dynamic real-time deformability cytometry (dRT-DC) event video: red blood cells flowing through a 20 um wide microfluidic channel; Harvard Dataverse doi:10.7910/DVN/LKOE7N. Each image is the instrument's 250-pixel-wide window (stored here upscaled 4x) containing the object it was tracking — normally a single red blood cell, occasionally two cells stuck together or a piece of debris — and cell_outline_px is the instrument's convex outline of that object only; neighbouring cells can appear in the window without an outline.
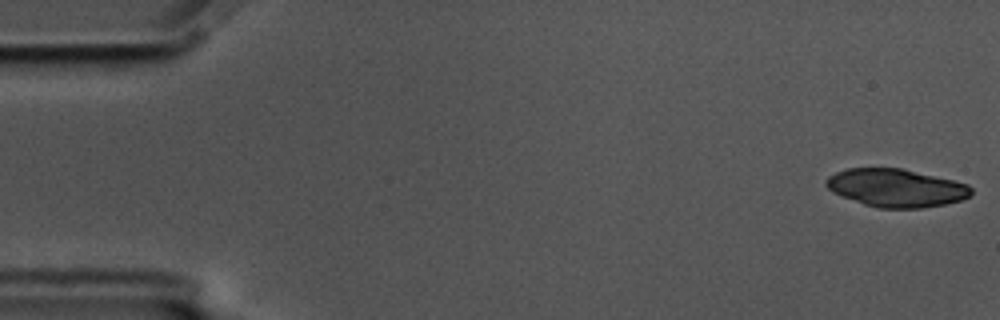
{"species": "common noctule bat (a hibernating species)", "species_latin": "Nyctalus noctula", "temperature_condition": "cold", "stored_images_in_passage": 53, "camera_frame_rate_fps": 3000, "um_per_image_px": 0.085, "animal": {"sex": "male", "body_mass_g": 17.5, "forearm_length_mm": 52.3}, "frame": {"image": 1, "passage_image": 1, "time_ms": 0.0, "image_size_px": [1000, 320], "cell_outline_px": [[972, 196], [960, 200], [944, 204], [920, 208], [876, 208], [840, 196], [832, 192], [824, 184], [824, 180], [828, 176], [836, 172], [848, 168], [900, 168], [952, 180], [968, 184], [972, 188]], "centroid_in_image_um": [76.13, 15.98], "position_along_channel_um": 8.9, "area_um2": 32.14}}
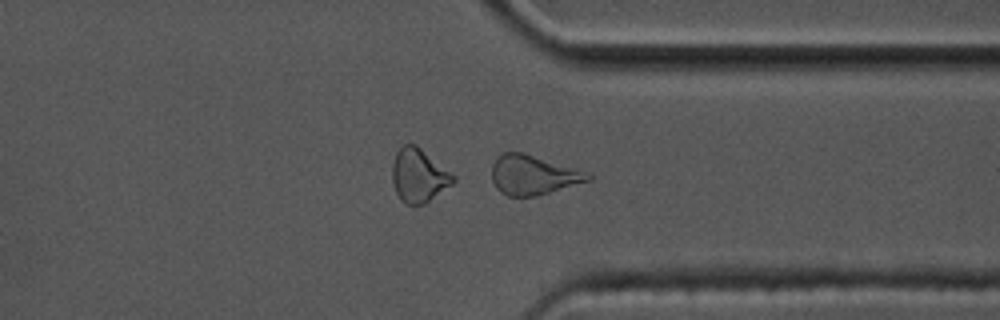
{"frame": {"image": 2, "passage_image": 44, "time_ms": 14.333, "image_size_px": [1000, 320], "cell_outline_px": [[592, 180], [536, 196], [508, 196], [500, 192], [496, 188], [492, 180], [492, 164], [496, 156], [504, 152], [524, 152], [592, 172]], "centroid_in_image_um": [45.36, 14.85], "position_along_channel_um": 366.0, "area_um2": 22.66}, "authors_computed_cell_mechanics": {"area_um2": 22.6576, "velocity_mm_per_s": 3.4534, "shape_relaxation_time_tau1_ms": 6.5676, "shape_relaxation_time_tau2_ms": 2.969, "deformation_change_tau1": 0.1521, "deformation_change_tau2": 0.103}}